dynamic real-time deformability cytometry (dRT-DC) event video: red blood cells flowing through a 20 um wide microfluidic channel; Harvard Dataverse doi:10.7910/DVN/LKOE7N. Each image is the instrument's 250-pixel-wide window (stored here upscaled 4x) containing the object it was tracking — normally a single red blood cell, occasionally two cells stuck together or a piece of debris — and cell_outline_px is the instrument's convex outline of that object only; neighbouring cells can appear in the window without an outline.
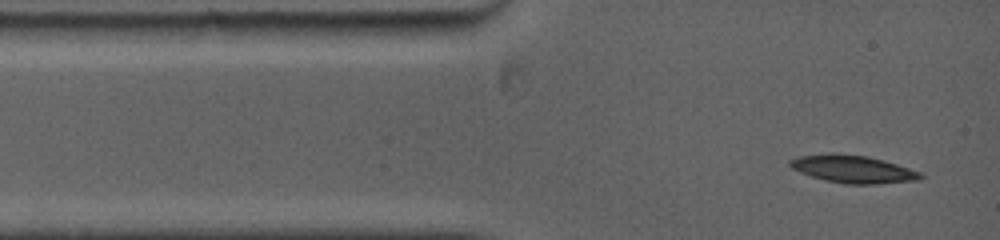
{"species": "common noctule bat (a hibernating species)", "species_latin": "Nyctalus noctula", "temperature_condition": "warm", "stored_images_in_passage": 3, "segment_of_instrument_passage": [2, 2], "camera_frame_rate_fps": 5000, "um_per_image_px": 0.085, "animal": {"sex": "female", "body_mass_g": 19.0, "forearm_length_mm": 53.3}, "frame": {"image": 1, "passage_image": 3, "time_ms": 2.4, "image_size_px": [1000, 240], "cell_outline_px": [[924, 176], [920, 180], [876, 184], [844, 184], [824, 180], [800, 172], [792, 168], [788, 164], [788, 160], [800, 156], [832, 152], [868, 156], [884, 160], [920, 172]], "centroid_in_image_um": [72.49, 14.37], "position_along_channel_um": 12.5, "area_um2": 21.15}}